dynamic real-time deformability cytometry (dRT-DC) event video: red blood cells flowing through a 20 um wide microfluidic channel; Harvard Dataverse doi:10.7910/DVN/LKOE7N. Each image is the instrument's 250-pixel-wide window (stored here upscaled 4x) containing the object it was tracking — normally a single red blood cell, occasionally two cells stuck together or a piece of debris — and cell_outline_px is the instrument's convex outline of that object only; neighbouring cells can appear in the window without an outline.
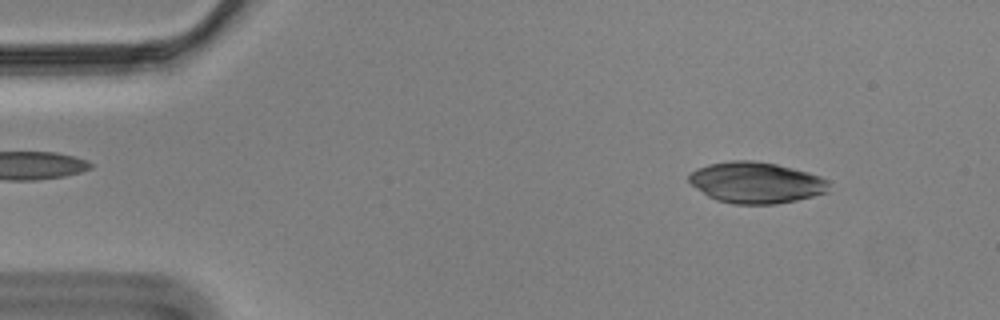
{"species": "Egyptian fruit bat (a non-hibernating species)", "species_latin": "Rousettus aegyptiacus", "temperature_condition": "cold", "stored_images_in_passage": 56, "camera_frame_rate_fps": 3000, "um_per_image_px": 0.085, "animal": {"sex": "male"}, "frame": {"image": 1, "passage_image": 6, "time_ms": 1.667, "image_size_px": [1000, 320], "cell_outline_px": [[832, 180], [828, 192], [796, 200], [776, 204], [732, 204], [716, 200], [708, 196], [692, 184], [688, 180], [688, 176], [696, 168], [708, 164], [728, 160], [752, 160], [776, 164], [808, 172]], "centroid_in_image_um": [64.29, 15.51], "position_along_channel_um": 20.7, "area_um2": 33.81}}
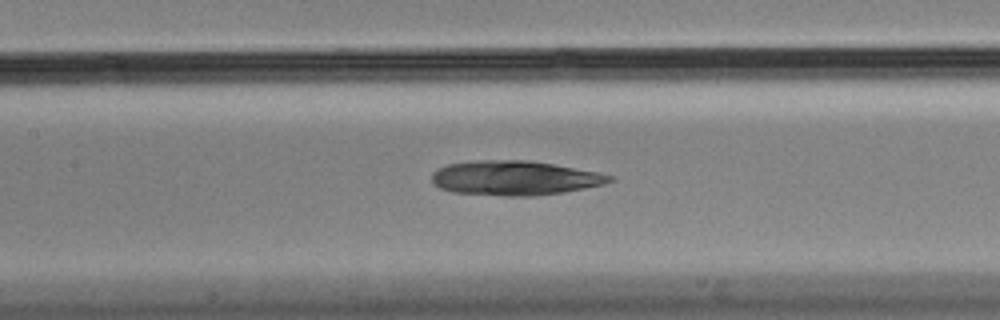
{"frame": {"image": 2, "passage_image": 25, "time_ms": 8.0, "image_size_px": [1000, 320], "cell_outline_px": [[616, 180], [604, 184], [564, 192], [532, 196], [508, 196], [452, 192], [440, 188], [432, 180], [432, 172], [448, 164], [480, 160], [528, 160], [600, 172], [612, 176]], "centroid_in_image_um": [43.78, 15.13], "position_along_channel_um": 163.6, "area_um2": 35.6}}
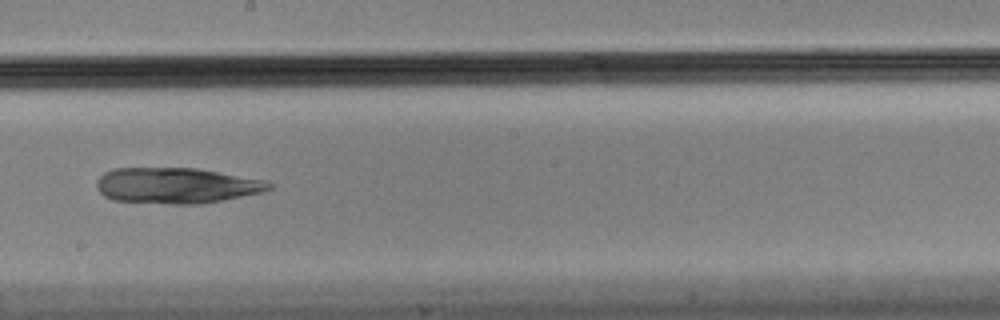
{"frame": {"image": 3, "passage_image": 31, "time_ms": 10.0, "image_size_px": [1000, 320], "cell_outline_px": [[272, 188], [260, 192], [200, 204], [172, 204], [112, 200], [104, 196], [96, 188], [96, 180], [104, 172], [116, 168], [200, 168], [264, 180], [272, 184]], "centroid_in_image_um": [14.94, 15.76], "position_along_channel_um": 233.3, "area_um2": 35.84}}